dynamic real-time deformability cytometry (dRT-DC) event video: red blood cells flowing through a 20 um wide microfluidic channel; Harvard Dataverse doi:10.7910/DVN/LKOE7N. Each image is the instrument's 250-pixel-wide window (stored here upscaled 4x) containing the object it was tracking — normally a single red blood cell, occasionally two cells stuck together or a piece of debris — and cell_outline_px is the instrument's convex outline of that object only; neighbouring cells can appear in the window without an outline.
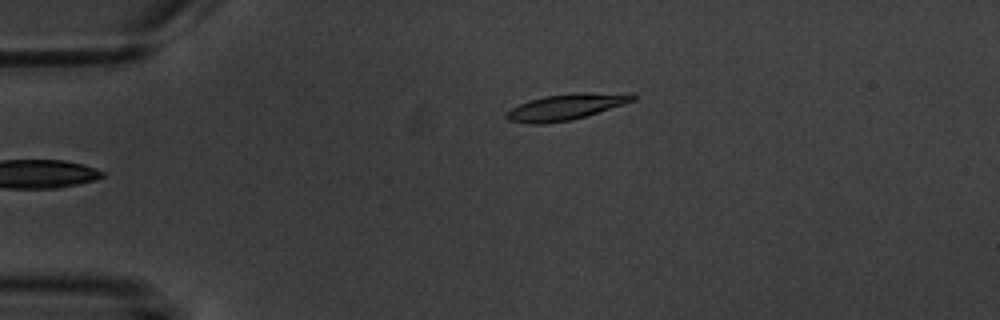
{"species": "common noctule bat (a hibernating species)", "species_latin": "Nyctalus noctula", "temperature_condition": "warm", "stored_images_in_passage": 5, "camera_frame_rate_fps": 3000, "um_per_image_px": 0.085, "animal": {"sex": "male", "body_mass_g": 20.1, "forearm_length_mm": 53.5}, "frame": {"image": 1, "passage_image": 5, "time_ms": 5.333, "image_size_px": [1000, 320], "cell_outline_px": [[636, 100], [624, 104], [572, 120], [544, 124], [532, 124], [508, 120], [504, 116], [512, 108], [520, 104], [544, 96], [580, 92], [632, 92], [636, 96]], "centroid_in_image_um": [48.19, 9.07], "position_along_channel_um": 36.8, "area_um2": 19.25}}